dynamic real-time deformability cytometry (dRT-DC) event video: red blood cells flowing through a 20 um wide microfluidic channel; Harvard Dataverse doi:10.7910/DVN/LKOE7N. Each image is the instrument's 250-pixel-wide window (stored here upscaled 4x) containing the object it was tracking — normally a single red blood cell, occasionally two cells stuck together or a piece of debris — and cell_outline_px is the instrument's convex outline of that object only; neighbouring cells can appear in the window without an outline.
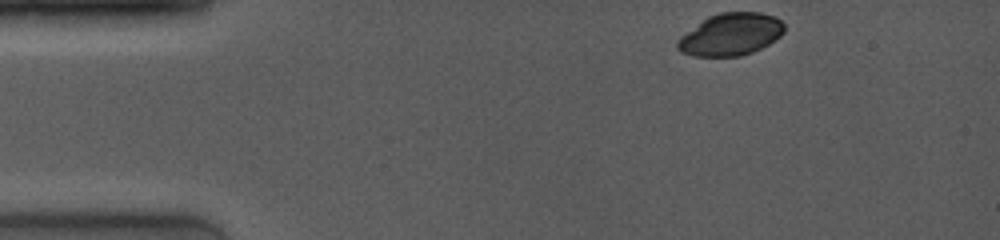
{"species": "common noctule bat (a hibernating species)", "species_latin": "Nyctalus noctula", "temperature_condition": "room temperature", "stored_images_in_passage": 74, "camera_frame_rate_fps": 4000, "um_per_image_px": 0.085, "animal": {"sex": "female", "body_mass_g": 19.0, "forearm_length_mm": 53.3}, "frame": {"image": 1, "passage_image": 1, "time_ms": 0.0, "image_size_px": [1000, 240], "cell_outline_px": [[784, 32], [780, 36], [768, 44], [752, 52], [740, 56], [692, 56], [680, 52], [676, 48], [676, 40], [680, 36], [708, 16], [720, 12], [760, 12], [776, 16], [784, 24]], "centroid_in_image_um": [62.09, 2.92], "position_along_channel_um": 22.9, "area_um2": 26.41}}
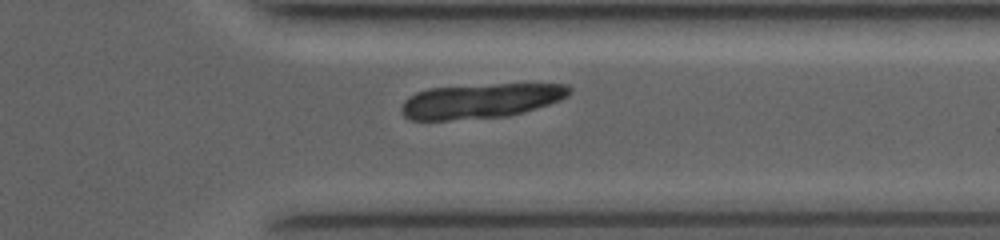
{"frame": {"image": 2, "passage_image": 60, "time_ms": 10.5, "image_size_px": [1000, 240], "cell_outline_px": [[572, 92], [568, 96], [560, 100], [548, 104], [508, 116], [448, 120], [408, 120], [400, 112], [400, 108], [404, 100], [408, 96], [416, 92], [428, 88], [496, 84], [568, 84], [572, 88]], "centroid_in_image_um": [40.82, 8.57], "position_along_channel_um": 370.6, "area_um2": 34.04}}
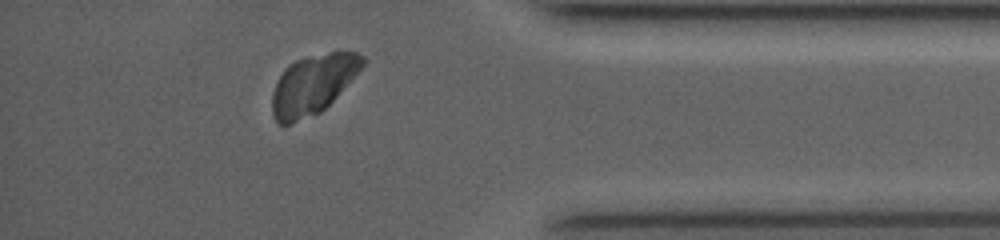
{"frame": {"image": 3, "passage_image": 66, "time_ms": 11.75, "image_size_px": [1000, 240], "cell_outline_px": [[368, 60], [336, 96], [320, 112], [292, 124], [280, 124], [276, 120], [272, 112], [272, 92], [284, 68], [288, 64], [296, 60], [308, 56], [336, 48], [356, 52], [364, 56]], "centroid_in_image_um": [26.61, 7.11], "position_along_channel_um": 408.6, "area_um2": 31.56}}